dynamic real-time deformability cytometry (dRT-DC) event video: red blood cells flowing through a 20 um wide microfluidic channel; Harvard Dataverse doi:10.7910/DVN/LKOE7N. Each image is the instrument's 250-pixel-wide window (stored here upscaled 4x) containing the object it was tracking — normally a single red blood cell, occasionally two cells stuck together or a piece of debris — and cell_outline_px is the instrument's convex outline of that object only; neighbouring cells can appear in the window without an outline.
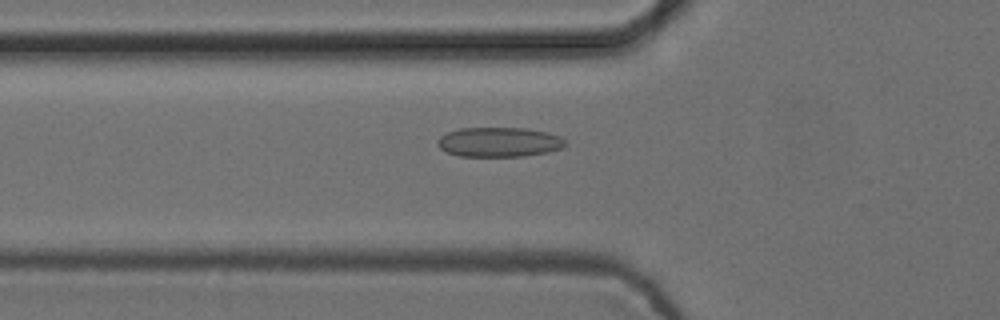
{"species": "common noctule bat (a hibernating species)", "species_latin": "Nyctalus noctula", "temperature_condition": "cold", "stored_images_in_passage": 51, "camera_frame_rate_fps": 3000, "um_per_image_px": 0.085, "animal": {"sex": "female", "body_mass_g": 24.6, "forearm_length_mm": 56.2}, "frame": {"image": 1, "passage_image": 16, "time_ms": 5.0, "image_size_px": [1000, 320], "cell_outline_px": [[568, 144], [560, 148], [548, 152], [524, 156], [460, 156], [448, 152], [440, 148], [436, 144], [436, 140], [440, 136], [448, 132], [460, 128], [528, 128], [548, 132], [560, 136]], "centroid_in_image_um": [42.43, 12.07], "position_along_channel_um": 83.4, "area_um2": 22.14}}
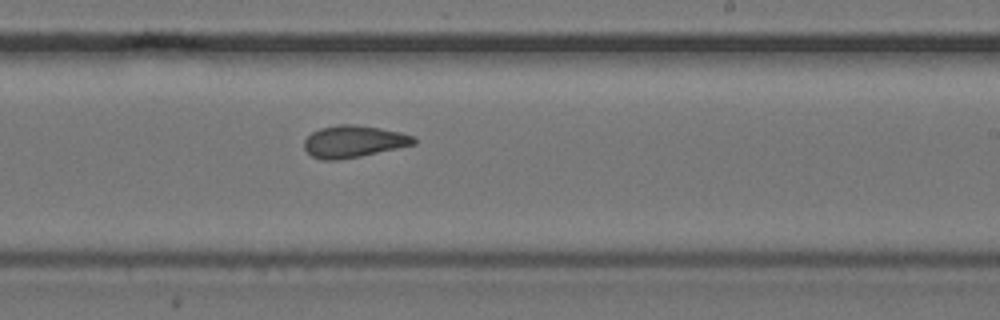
{"frame": {"image": 2, "passage_image": 30, "time_ms": 9.667, "image_size_px": [1000, 320], "cell_outline_px": [[416, 144], [360, 156], [340, 160], [320, 160], [312, 156], [304, 148], [304, 140], [312, 132], [320, 128], [340, 124], [352, 124], [380, 128], [400, 132], [416, 136]], "centroid_in_image_um": [30.06, 12.03], "position_along_channel_um": 258.9, "area_um2": 20.46}}
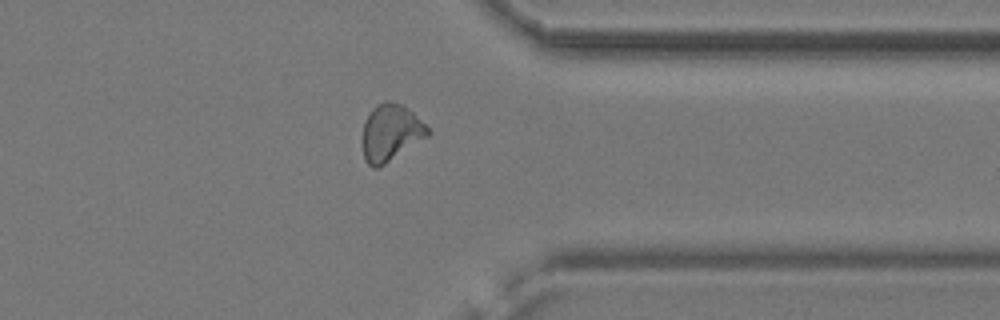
{"frame": {"image": 3, "passage_image": 40, "time_ms": 13.0, "image_size_px": [1000, 320], "cell_outline_px": [[428, 136], [384, 164], [376, 168], [372, 168], [364, 160], [360, 140], [364, 124], [372, 108], [376, 104], [384, 100], [388, 100], [404, 104], [428, 128]], "centroid_in_image_um": [33.15, 11.27], "position_along_channel_um": 378.3, "area_um2": 21.68}, "authors_computed_cell_mechanics": {"area_um2": 20.808, "velocity_mm_per_s": 3.7432, "shape_relaxation_time_tau1_ms": null, "shape_relaxation_time_tau2_ms": 1.8965, "deformation_change_tau1": null, "deformation_change_tau2": 0.0831}}